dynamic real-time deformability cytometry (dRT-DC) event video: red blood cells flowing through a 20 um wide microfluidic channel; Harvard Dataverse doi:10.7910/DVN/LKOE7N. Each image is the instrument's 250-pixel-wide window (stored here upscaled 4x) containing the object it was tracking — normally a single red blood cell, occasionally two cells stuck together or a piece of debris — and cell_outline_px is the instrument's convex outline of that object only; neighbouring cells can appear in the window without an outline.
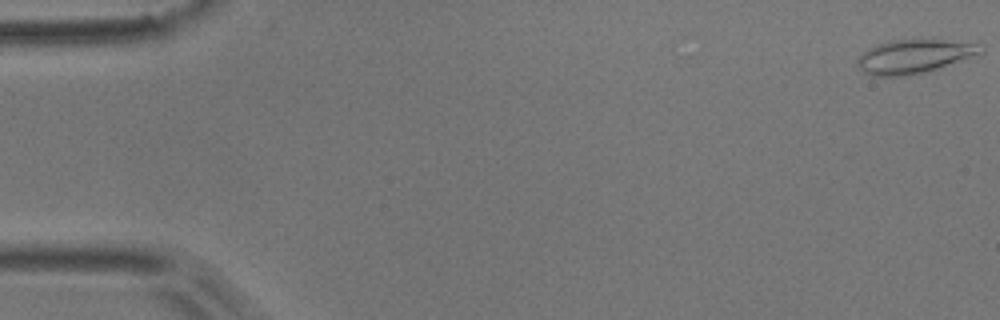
{"species": "common noctule bat (a hibernating species)", "species_latin": "Nyctalus noctula", "temperature_condition": "room temperature", "stored_images_in_passage": 6, "camera_frame_rate_fps": 3000, "um_per_image_px": 0.085, "animal": {"sex": "male", "body_mass_g": 17.9}, "frame": {"image": 1, "passage_image": 1, "time_ms": 0.0, "image_size_px": [1000, 320], "cell_outline_px": [[984, 52], [924, 72], [908, 76], [872, 76], [864, 72], [856, 64], [856, 60], [868, 48], [876, 44], [888, 40], [944, 40], [976, 44]], "centroid_in_image_um": [77.6, 4.8], "position_along_channel_um": 7.4, "area_um2": 23.76}}